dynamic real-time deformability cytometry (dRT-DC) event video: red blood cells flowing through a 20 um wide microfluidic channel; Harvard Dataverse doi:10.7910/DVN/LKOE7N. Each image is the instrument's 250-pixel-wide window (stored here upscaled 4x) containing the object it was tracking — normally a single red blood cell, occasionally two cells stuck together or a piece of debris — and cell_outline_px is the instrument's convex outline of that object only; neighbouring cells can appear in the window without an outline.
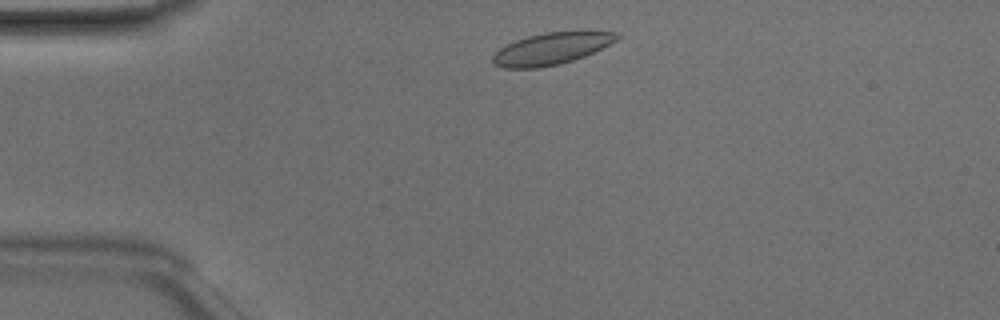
{"species": "Egyptian fruit bat (a non-hibernating species)", "species_latin": "Rousettus aegyptiacus", "temperature_condition": "room temperature", "stored_images_in_passage": 41, "camera_frame_rate_fps": 3000, "um_per_image_px": 0.085, "animal": {"sex": "male"}, "frame": {"image": 1, "passage_image": 3, "time_ms": 0.667, "image_size_px": [1000, 320], "cell_outline_px": [[620, 36], [616, 40], [584, 56], [560, 64], [536, 68], [504, 68], [492, 64], [492, 56], [500, 48], [516, 40], [528, 36], [544, 32], [580, 28], [588, 28], [620, 32]], "centroid_in_image_um": [46.95, 4.07], "position_along_channel_um": 38.1, "area_um2": 23.81}}
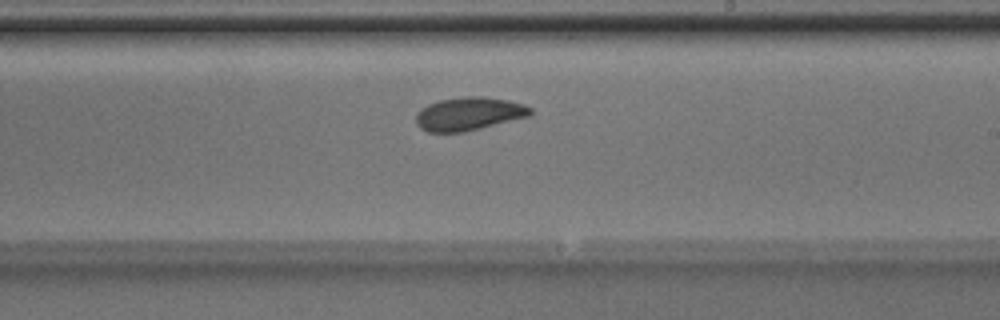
{"frame": {"image": 2, "passage_image": 21, "time_ms": 6.667, "image_size_px": [1000, 320], "cell_outline_px": [[532, 116], [464, 132], [428, 132], [420, 128], [416, 124], [416, 116], [420, 108], [428, 104], [440, 100], [464, 96], [484, 96], [508, 100], [524, 104], [532, 108]], "centroid_in_image_um": [39.88, 9.67], "position_along_channel_um": 249.1, "area_um2": 22.43}}
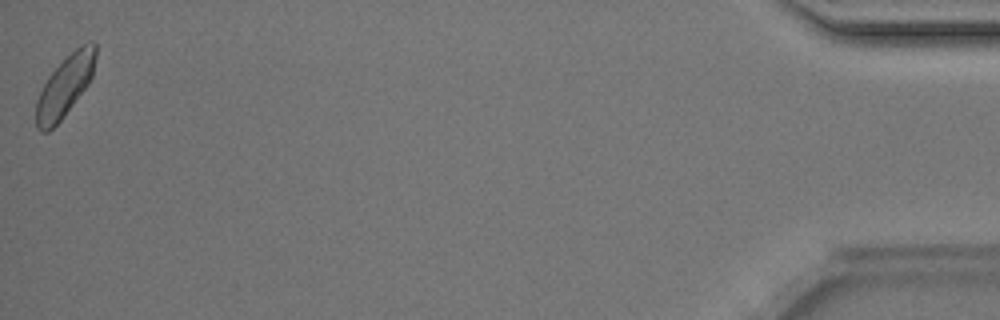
{"frame": {"image": 3, "passage_image": 41, "time_ms": 13.333, "image_size_px": [1000, 320], "cell_outline_px": [[96, 56], [92, 76], [88, 84], [60, 120], [48, 132], [40, 132], [36, 128], [36, 100], [48, 76], [76, 48], [88, 40], [92, 40], [96, 44]], "centroid_in_image_um": [5.52, 7.31], "position_along_channel_um": 429.7, "area_um2": 20.81}, "authors_computed_cell_mechanics": {"area_um2": 21.7906, "velocity_mm_per_s": 4.1077, "shape_relaxation_time_tau1_ms": 2.759, "shape_relaxation_time_tau2_ms": 2.5844, "deformation_change_tau1": 0.0867, "deformation_change_tau2": 0.0453}}